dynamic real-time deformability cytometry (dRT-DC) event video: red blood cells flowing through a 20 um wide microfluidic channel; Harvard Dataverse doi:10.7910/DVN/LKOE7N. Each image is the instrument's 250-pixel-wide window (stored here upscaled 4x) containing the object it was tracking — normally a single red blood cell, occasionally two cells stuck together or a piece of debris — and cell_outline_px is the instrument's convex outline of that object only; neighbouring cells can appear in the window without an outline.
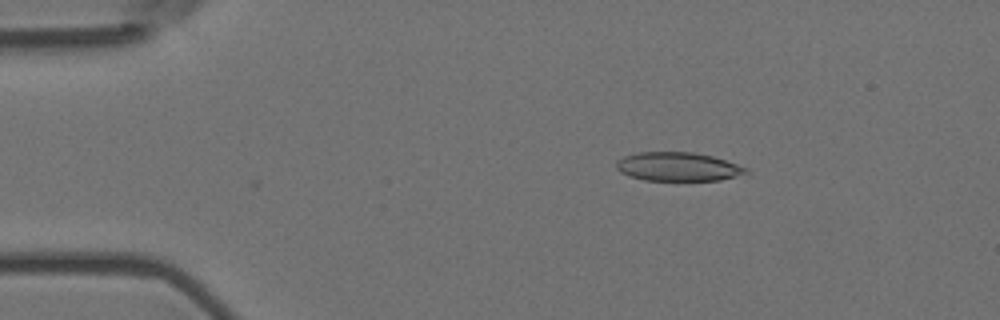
{"species": "Egyptian fruit bat (a non-hibernating species)", "species_latin": "Rousettus aegyptiacus", "temperature_condition": "room temperature", "stored_images_in_passage": 6, "camera_frame_rate_fps": 3000, "um_per_image_px": 0.085, "animal": {"sex": "female"}, "frame": {"image": 1, "passage_image": 3, "time_ms": 0.667, "image_size_px": [1000, 320], "cell_outline_px": [[752, 172], [720, 180], [644, 180], [628, 176], [620, 172], [616, 168], [616, 160], [624, 156], [636, 152], [692, 152], [712, 156], [748, 168]], "centroid_in_image_um": [57.6, 14.17], "position_along_channel_um": 27.4, "area_um2": 21.79}}